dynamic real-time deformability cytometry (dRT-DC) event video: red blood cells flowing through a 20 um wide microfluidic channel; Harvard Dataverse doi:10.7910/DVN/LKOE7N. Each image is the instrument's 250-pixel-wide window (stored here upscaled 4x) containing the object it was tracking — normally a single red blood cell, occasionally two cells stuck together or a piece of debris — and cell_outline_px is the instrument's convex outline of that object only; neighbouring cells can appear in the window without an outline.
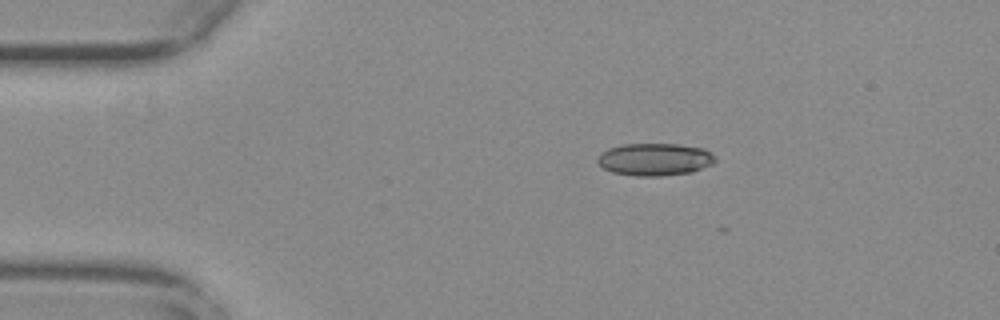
{"species": "common noctule bat (a hibernating species)", "species_latin": "Nyctalus noctula", "temperature_condition": "warm", "stored_images_in_passage": 5, "camera_frame_rate_fps": 3000, "um_per_image_px": 0.085, "animal": {"sex": "female", "body_mass_g": 29.2, "forearm_length_mm": 56.3}, "frame": {"image": 1, "passage_image": 1, "time_ms": 0.0, "image_size_px": [1000, 320], "cell_outline_px": [[716, 160], [712, 164], [692, 172], [660, 176], [636, 176], [612, 172], [604, 168], [596, 160], [608, 148], [624, 144], [676, 144], [704, 148], [716, 156]], "centroid_in_image_um": [55.69, 13.55], "position_along_channel_um": 29.3, "area_um2": 22.14}}